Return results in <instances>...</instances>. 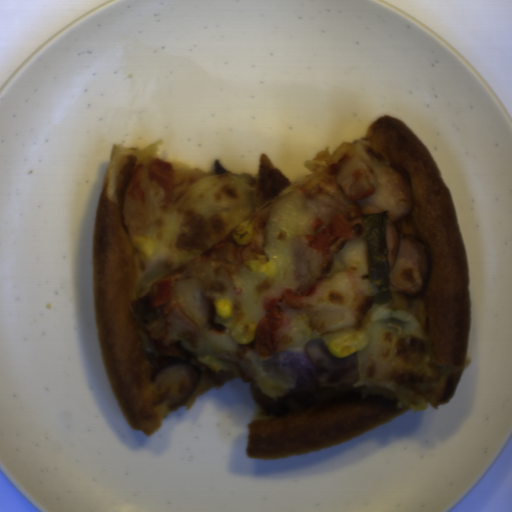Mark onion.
<instances>
[{"label":"onion","instance_id":"1","mask_svg":"<svg viewBox=\"0 0 512 512\" xmlns=\"http://www.w3.org/2000/svg\"><path fill=\"white\" fill-rule=\"evenodd\" d=\"M261 369L285 396L351 387L360 378L356 353L334 356L322 338L308 340L302 351L287 350L265 358Z\"/></svg>","mask_w":512,"mask_h":512}]
</instances>
